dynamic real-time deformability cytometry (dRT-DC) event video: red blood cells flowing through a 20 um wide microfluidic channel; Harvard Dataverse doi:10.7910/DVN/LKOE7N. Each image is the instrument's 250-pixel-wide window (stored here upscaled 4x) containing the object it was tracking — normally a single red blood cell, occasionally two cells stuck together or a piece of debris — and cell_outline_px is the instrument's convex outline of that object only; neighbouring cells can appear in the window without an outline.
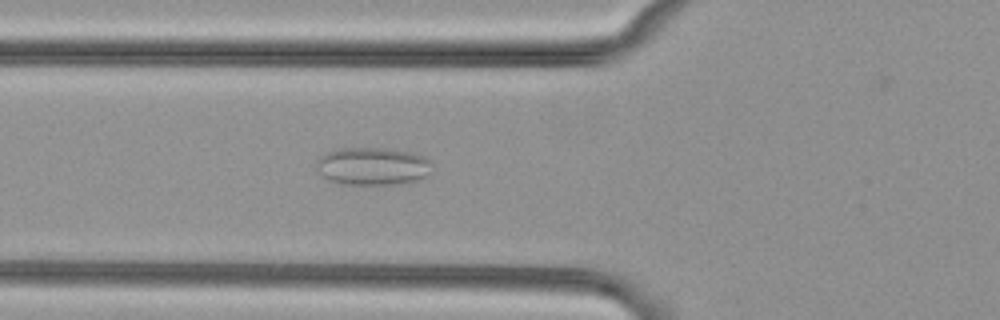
{"species": "common noctule bat (a hibernating species)", "species_latin": "Nyctalus noctula", "temperature_condition": "cold", "stored_images_in_passage": 54, "camera_frame_rate_fps": 3000, "um_per_image_px": 0.085, "animal": {"sex": "female", "body_mass_g": 29.2, "forearm_length_mm": 56.3}, "frame": {"image": 1, "passage_image": 20, "time_ms": 6.333, "image_size_px": [1000, 320], "cell_outline_px": [[432, 172], [428, 176], [420, 180], [392, 184], [340, 184], [328, 180], [316, 168], [316, 160], [320, 156], [328, 152], [340, 148], [384, 148], [412, 152], [424, 156], [432, 160]], "centroid_in_image_um": [31.72, 14.12], "position_along_channel_um": 94.1, "area_um2": 25.78}}
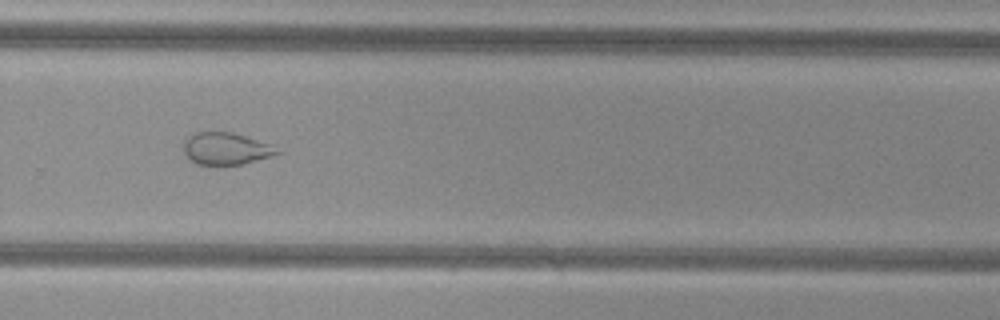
{"frame": {"image": 2, "passage_image": 37, "time_ms": 12.0, "image_size_px": [1000, 320], "cell_outline_px": [[284, 152], [272, 156], [240, 164], [196, 164], [184, 152], [184, 140], [188, 136], [196, 132], [232, 132], [272, 144]], "centroid_in_image_um": [19.25, 12.62], "position_along_channel_um": 310.5, "area_um2": 17.4}}
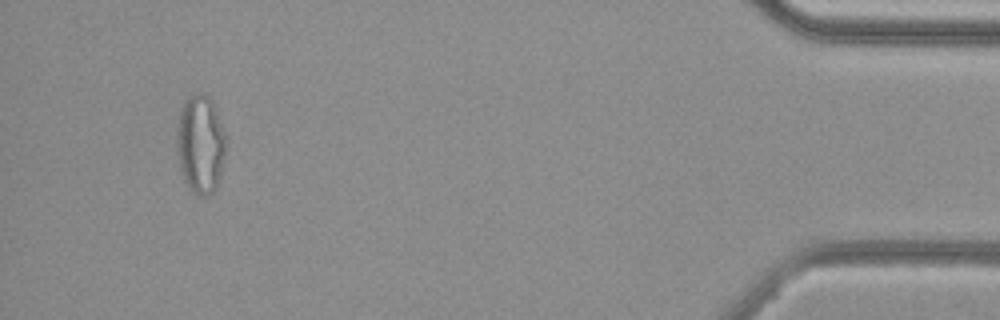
{"frame": {"image": 3, "passage_image": 51, "time_ms": 16.667, "image_size_px": [1000, 320], "cell_outline_px": [[228, 140], [220, 176], [212, 192], [208, 196], [200, 196], [192, 192], [188, 188], [184, 180], [180, 168], [176, 152], [176, 128], [180, 108], [184, 100], [188, 96], [196, 92], [204, 92], [212, 100]], "centroid_in_image_um": [17.02, 12.21], "position_along_channel_um": 418.2, "area_um2": 28.96}, "authors_computed_cell_mechanics": {"area_um2": 25.5765, "velocity_mm_per_s": 3.815, "shape_relaxation_time_tau1_ms": null, "shape_relaxation_time_tau2_ms": 1.6949, "deformation_change_tau1": null, "deformation_change_tau2": 0.0885}}